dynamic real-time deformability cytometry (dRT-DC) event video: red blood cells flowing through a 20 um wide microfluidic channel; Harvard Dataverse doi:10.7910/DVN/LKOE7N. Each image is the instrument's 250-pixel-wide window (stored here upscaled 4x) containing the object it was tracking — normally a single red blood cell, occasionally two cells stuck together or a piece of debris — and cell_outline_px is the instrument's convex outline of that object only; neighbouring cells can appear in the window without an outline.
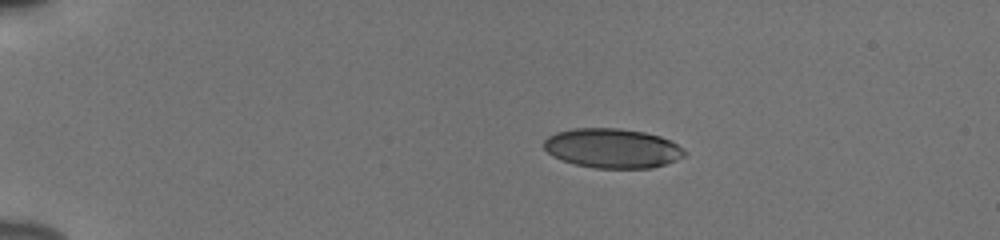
{"species": "human", "species_latin": "Homo sapiens", "temperature_condition": "cold", "stored_images_in_passage": 44, "camera_frame_rate_fps": 3000, "um_per_image_px": 0.085, "donor": {"sex": "male"}, "frame": {"image": 1, "passage_image": 1, "time_ms": 0.0, "image_size_px": [1000, 240], "cell_outline_px": [[688, 152], [684, 156], [676, 160], [652, 168], [596, 168], [576, 164], [552, 156], [544, 148], [544, 140], [548, 136], [556, 132], [572, 128], [620, 128], [644, 132], [660, 136], [684, 148]], "centroid_in_image_um": [52.06, 12.59], "position_along_channel_um": 32.9, "area_um2": 32.37}}
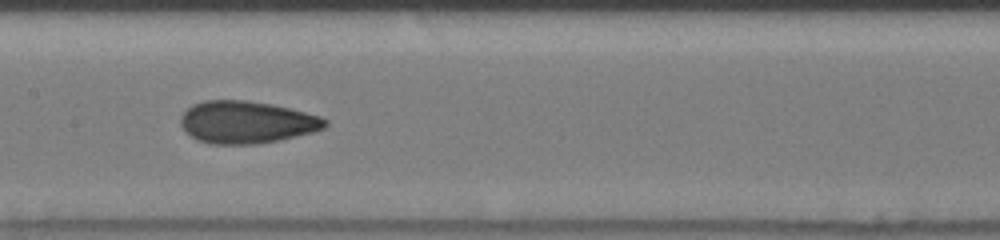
{"frame": {"image": 2, "passage_image": 19, "time_ms": 6.0, "image_size_px": [1000, 240], "cell_outline_px": [[328, 124], [324, 128], [312, 132], [280, 140], [256, 144], [212, 144], [200, 140], [192, 136], [180, 124], [180, 116], [192, 104], [204, 100], [248, 100], [272, 104], [320, 116], [328, 120]], "centroid_in_image_um": [20.97, 10.38], "position_along_channel_um": 186.4, "area_um2": 35.49}}
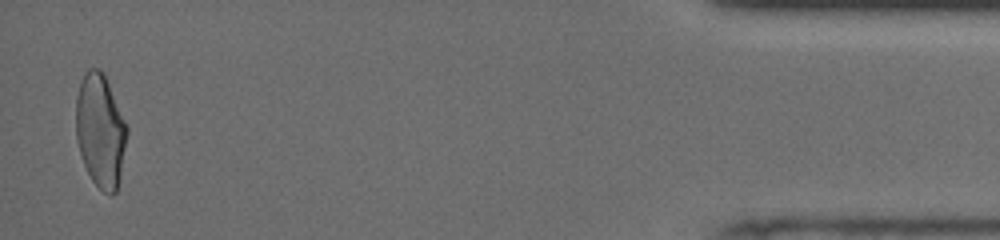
{"frame": {"image": 3, "passage_image": 43, "time_ms": 14.0, "image_size_px": [1000, 240], "cell_outline_px": [[128, 132], [120, 176], [116, 192], [112, 196], [104, 192], [92, 180], [80, 156], [76, 140], [76, 96], [80, 80], [84, 72], [88, 68], [100, 68], [104, 72], [128, 124]], "centroid_in_image_um": [8.54, 11.05], "position_along_channel_um": 426.7, "area_um2": 34.33}, "authors_computed_cell_mechanics": {"area_um2": 33.813, "velocity_mm_per_s": 3.8794, "shape_relaxation_time_tau1_ms": 4.376, "shape_relaxation_time_tau2_ms": 1.4087, "deformation_change_tau1": 0.1514, "deformation_change_tau2": 0.0796}}